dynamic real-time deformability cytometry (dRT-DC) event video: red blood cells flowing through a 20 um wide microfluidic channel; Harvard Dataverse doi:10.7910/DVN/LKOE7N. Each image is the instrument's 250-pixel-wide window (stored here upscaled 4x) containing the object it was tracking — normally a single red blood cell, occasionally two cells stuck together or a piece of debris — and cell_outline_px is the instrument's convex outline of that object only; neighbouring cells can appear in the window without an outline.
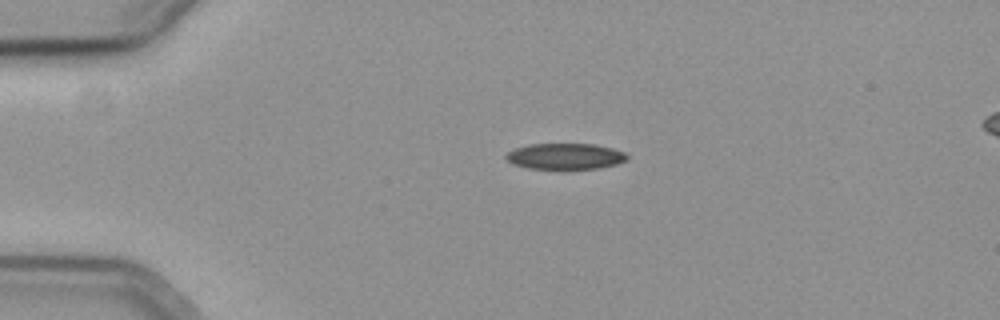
{"species": "common noctule bat (a hibernating species)", "species_latin": "Nyctalus noctula", "temperature_condition": "cold", "stored_images_in_passage": 44, "camera_frame_rate_fps": 3000, "um_per_image_px": 0.085, "animal": {"sex": "female", "body_mass_g": 19.3, "forearm_length_mm": 54.1}, "frame": {"image": 1, "passage_image": 1, "time_ms": 0.0, "image_size_px": [1000, 320], "cell_outline_px": [[628, 160], [616, 164], [600, 168], [564, 172], [528, 168], [512, 164], [504, 156], [508, 152], [516, 148], [528, 144], [592, 144], [612, 148], [624, 152], [628, 156]], "centroid_in_image_um": [48.04, 13.34], "position_along_channel_um": 37.0, "area_um2": 19.19}}
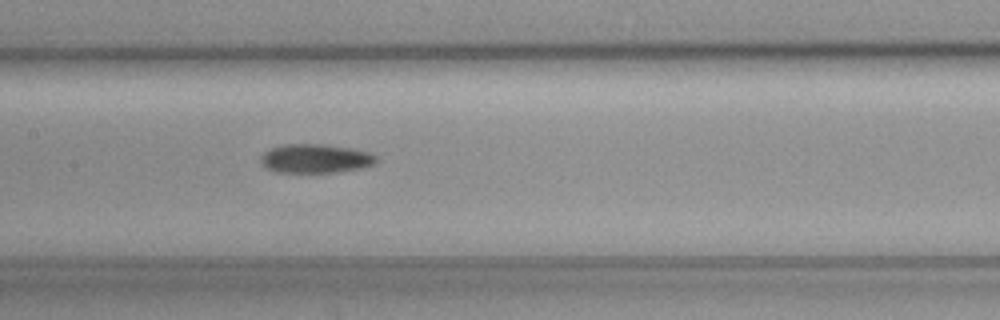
{"frame": {"image": 2, "passage_image": 16, "time_ms": 5.0, "image_size_px": [1000, 320], "cell_outline_px": [[376, 164], [360, 168], [336, 172], [276, 172], [264, 168], [260, 164], [260, 156], [264, 152], [272, 148], [284, 144], [324, 144], [352, 148], [368, 152], [376, 156]], "centroid_in_image_um": [26.78, 13.47], "position_along_channel_um": 180.6, "area_um2": 19.59}}
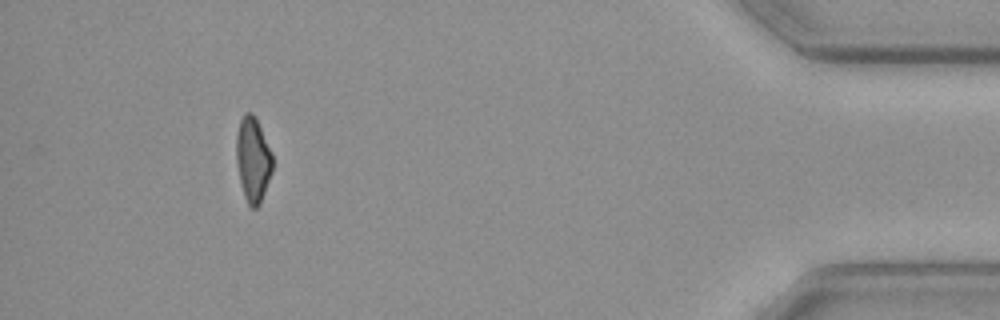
{"frame": {"image": 3, "passage_image": 40, "time_ms": 13.0, "image_size_px": [1000, 320], "cell_outline_px": [[272, 172], [260, 204], [256, 208], [252, 208], [248, 204], [244, 196], [236, 164], [236, 136], [240, 120], [244, 112], [252, 112], [256, 116], [272, 156]], "centroid_in_image_um": [21.48, 13.54], "position_along_channel_um": 413.7, "area_um2": 17.86}, "authors_computed_cell_mechanics": {"area_um2": 18.9295, "velocity_mm_per_s": 3.7129, "shape_relaxation_time_tau1_ms": 5.1843, "shape_relaxation_time_tau2_ms": null, "deformation_change_tau1": 0.1375, "deformation_change_tau2": null}}